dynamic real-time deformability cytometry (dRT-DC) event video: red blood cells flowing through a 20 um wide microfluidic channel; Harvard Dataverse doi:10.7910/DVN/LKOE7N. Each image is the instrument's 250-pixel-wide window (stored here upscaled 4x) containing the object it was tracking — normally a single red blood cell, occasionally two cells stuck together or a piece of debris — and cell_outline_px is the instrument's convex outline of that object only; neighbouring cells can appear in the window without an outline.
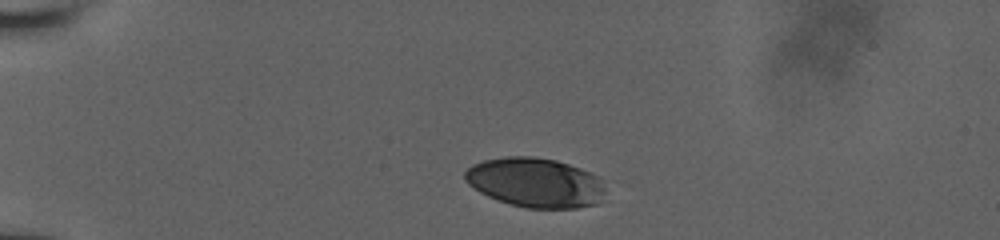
{"species": "human", "species_latin": "Homo sapiens", "temperature_condition": "room temperature", "stored_images_in_passage": 35, "camera_frame_rate_fps": 3000, "um_per_image_px": 0.085, "donor": {"sex": "male"}, "frame": {"image": 1, "passage_image": 1, "time_ms": 0.0, "image_size_px": [1000, 240], "cell_outline_px": [[604, 192], [596, 204], [576, 208], [528, 208], [496, 200], [480, 192], [468, 184], [464, 176], [464, 172], [472, 164], [484, 160], [504, 156], [532, 156], [556, 160], [580, 168], [596, 176], [600, 180], [604, 188]], "centroid_in_image_um": [45.46, 15.51], "position_along_channel_um": 39.5, "area_um2": 40.34}}
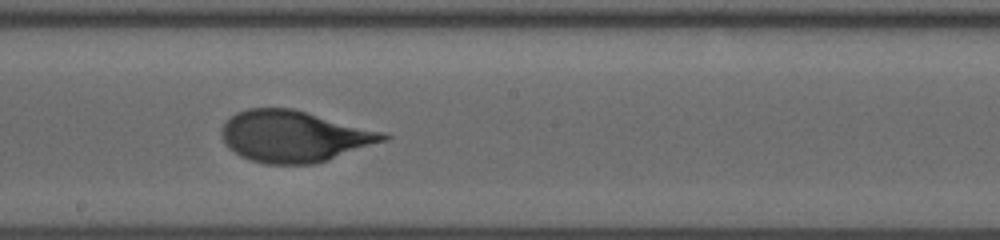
{"frame": {"image": 2, "passage_image": 20, "time_ms": 6.333, "image_size_px": [1000, 240], "cell_outline_px": [[392, 136], [388, 140], [328, 160], [312, 164], [264, 164], [248, 160], [240, 156], [228, 148], [220, 132], [224, 124], [236, 112], [248, 108], [292, 108], [384, 132]], "centroid_in_image_um": [25.0, 11.59], "position_along_channel_um": 223.2, "area_um2": 48.44}}
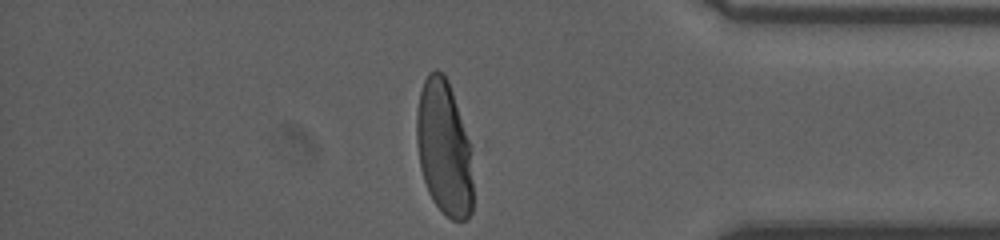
{"frame": {"image": 3, "passage_image": 35, "time_ms": 11.333, "image_size_px": [1000, 240], "cell_outline_px": [[472, 212], [464, 220], [452, 220], [432, 200], [428, 192], [424, 180], [420, 164], [416, 140], [416, 112], [420, 92], [424, 80], [428, 72], [436, 68], [444, 72], [448, 80], [468, 140], [472, 180]], "centroid_in_image_um": [37.71, 12.55], "position_along_channel_um": 397.5, "area_um2": 43.87}, "authors_computed_cell_mechanics": {"area_um2": 47.8584, "velocity_mm_per_s": 3.8511, "shape_relaxation_time_tau1_ms": 4.1193, "shape_relaxation_time_tau2_ms": null, "deformation_change_tau1": 0.192, "deformation_change_tau2": null}}